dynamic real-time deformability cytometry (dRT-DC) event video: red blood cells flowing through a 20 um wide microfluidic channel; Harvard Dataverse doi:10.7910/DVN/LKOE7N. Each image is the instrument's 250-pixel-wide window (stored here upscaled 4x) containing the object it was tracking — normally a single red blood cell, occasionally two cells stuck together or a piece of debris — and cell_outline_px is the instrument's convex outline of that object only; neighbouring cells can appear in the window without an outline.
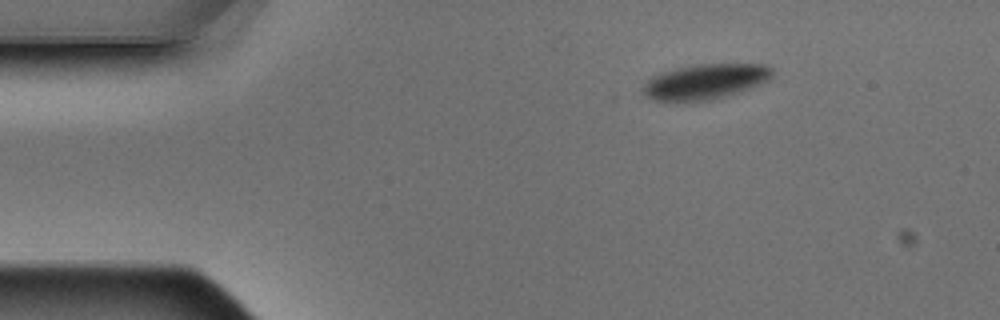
{"species": "Egyptian fruit bat (a non-hibernating species)", "species_latin": "Rousettus aegyptiacus", "temperature_condition": "warm", "stored_images_in_passage": 3, "camera_frame_rate_fps": 3000, "um_per_image_px": 0.085, "animal": {"sex": "male"}, "frame": {"image": 1, "passage_image": 1, "time_ms": 0.0, "image_size_px": [1000, 320], "cell_outline_px": [[772, 76], [768, 80], [752, 88], [740, 92], [712, 100], [684, 104], [676, 104], [652, 100], [640, 92], [644, 84], [652, 76], [664, 72], [680, 68], [700, 64], [764, 64], [772, 68]], "centroid_in_image_um": [59.9, 7.0], "position_along_channel_um": 25.1, "area_um2": 27.22}}